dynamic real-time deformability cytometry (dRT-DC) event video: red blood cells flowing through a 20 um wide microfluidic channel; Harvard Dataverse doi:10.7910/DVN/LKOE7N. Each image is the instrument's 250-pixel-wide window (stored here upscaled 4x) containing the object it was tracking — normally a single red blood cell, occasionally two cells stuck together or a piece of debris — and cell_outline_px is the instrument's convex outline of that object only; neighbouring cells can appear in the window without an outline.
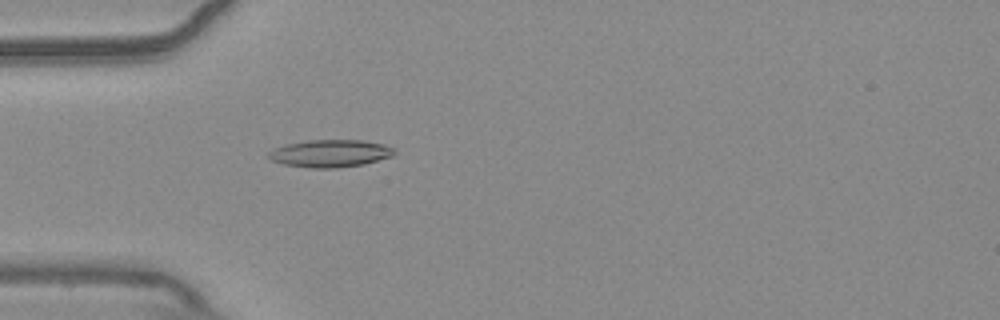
{"species": "common noctule bat (a hibernating species)", "species_latin": "Nyctalus noctula", "temperature_condition": "warm", "stored_images_in_passage": 55, "camera_frame_rate_fps": 3000, "um_per_image_px": 0.085, "animal": {"sex": "male", "body_mass_g": 20.4}, "frame": {"image": 1, "passage_image": 17, "time_ms": 5.333, "image_size_px": [1000, 320], "cell_outline_px": [[396, 152], [392, 156], [364, 164], [336, 168], [312, 168], [284, 164], [272, 160], [268, 156], [268, 152], [276, 148], [288, 144], [308, 140], [364, 140], [384, 144], [396, 148]], "centroid_in_image_um": [28.13, 13.03], "position_along_channel_um": 56.9, "area_um2": 20.06}}
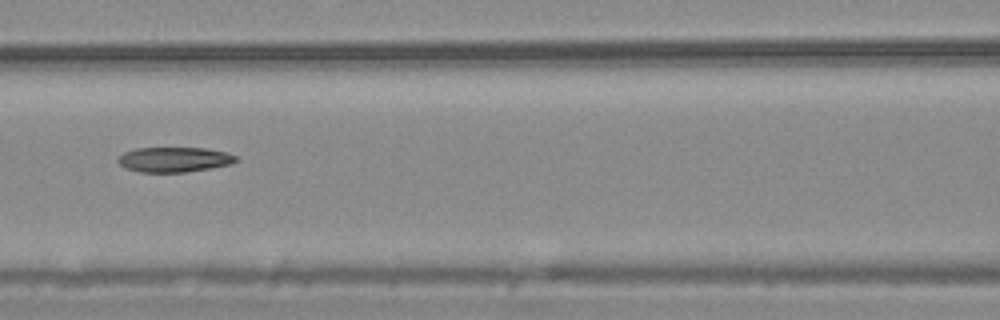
{"frame": {"image": 2, "passage_image": 25, "time_ms": 8.0, "image_size_px": [1000, 320], "cell_outline_px": [[240, 160], [232, 164], [184, 172], [140, 172], [128, 168], [120, 164], [116, 160], [116, 156], [124, 152], [136, 148], [204, 148], [224, 152], [236, 156]], "centroid_in_image_um": [14.79, 13.55], "position_along_channel_um": 151.8, "area_um2": 17.11}}
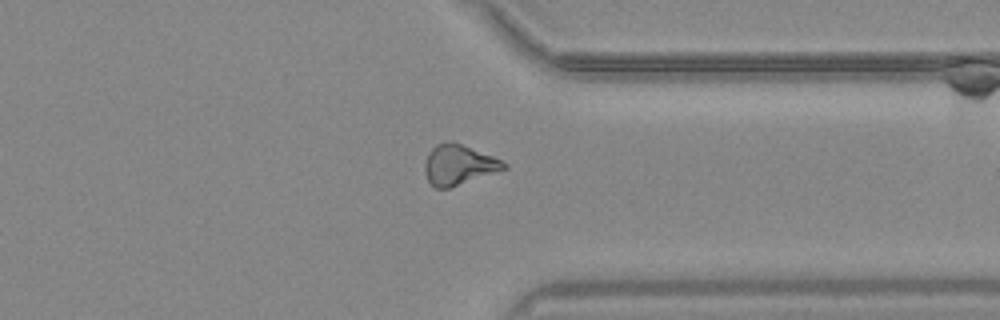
{"frame": {"image": 3, "passage_image": 43, "time_ms": 14.0, "image_size_px": [1000, 320], "cell_outline_px": [[508, 168], [448, 188], [436, 188], [428, 180], [424, 172], [424, 164], [428, 152], [436, 144], [452, 140], [492, 156], [508, 164]], "centroid_in_image_um": [38.96, 13.99], "position_along_channel_um": 372.4, "area_um2": 18.38}, "authors_computed_cell_mechanics": {"area_um2": 18.3804, "velocity_mm_per_s": 3.706, "shape_relaxation_time_tau1_ms": null, "shape_relaxation_time_tau2_ms": 9.2146, "deformation_change_tau1": null, "deformation_change_tau2": 0.2055}}